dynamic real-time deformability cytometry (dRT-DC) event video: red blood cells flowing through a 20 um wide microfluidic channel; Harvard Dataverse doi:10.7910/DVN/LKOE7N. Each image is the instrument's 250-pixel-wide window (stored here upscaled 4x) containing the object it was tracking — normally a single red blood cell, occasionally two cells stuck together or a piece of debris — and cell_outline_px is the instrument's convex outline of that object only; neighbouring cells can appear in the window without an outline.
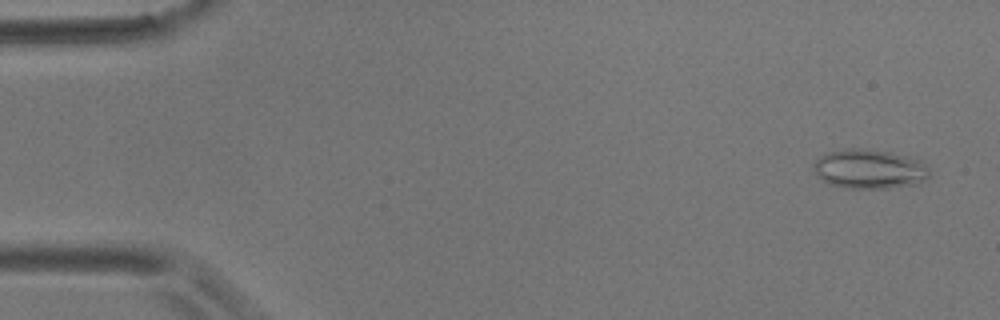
{"species": "common noctule bat (a hibernating species)", "species_latin": "Nyctalus noctula", "temperature_condition": "room temperature", "stored_images_in_passage": 3, "camera_frame_rate_fps": 3000, "um_per_image_px": 0.085, "animal": {"sex": "male", "body_mass_g": 17.9}, "frame": {"image": 1, "passage_image": 1, "time_ms": 0.0, "image_size_px": [1000, 320], "cell_outline_px": [[928, 176], [924, 180], [912, 184], [888, 188], [848, 188], [832, 184], [824, 180], [816, 172], [812, 164], [820, 156], [828, 152], [848, 148], [860, 148], [888, 152], [920, 160], [928, 168]], "centroid_in_image_um": [73.88, 14.36], "position_along_channel_um": 11.1, "area_um2": 26.01}}